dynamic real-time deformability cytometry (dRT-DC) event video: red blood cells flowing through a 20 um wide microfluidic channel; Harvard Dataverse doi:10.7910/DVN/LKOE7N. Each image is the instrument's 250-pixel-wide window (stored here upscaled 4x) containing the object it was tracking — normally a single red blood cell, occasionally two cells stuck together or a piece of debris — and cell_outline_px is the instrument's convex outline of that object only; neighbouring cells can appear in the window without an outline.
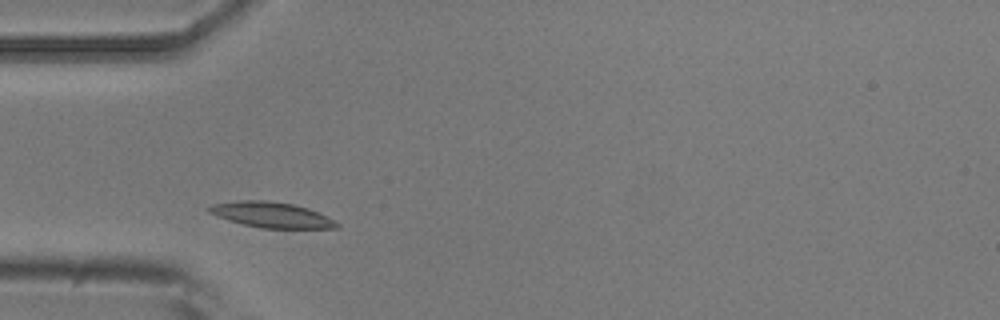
{"species": "common noctule bat (a hibernating species)", "species_latin": "Nyctalus noctula", "temperature_condition": "room temperature", "stored_images_in_passage": 4, "camera_frame_rate_fps": 3000, "um_per_image_px": 0.085, "animal": {"sex": "male", "body_mass_g": 20.5, "forearm_length_mm": 52.5}, "frame": {"image": 1, "passage_image": 3, "time_ms": 2.333, "image_size_px": [1000, 320], "cell_outline_px": [[340, 228], [260, 228], [228, 220], [216, 216], [208, 212], [204, 208], [208, 204], [236, 200], [264, 200], [292, 204], [308, 208], [340, 224]], "centroid_in_image_um": [22.96, 18.25], "position_along_channel_um": 62.0, "area_um2": 19.02}}